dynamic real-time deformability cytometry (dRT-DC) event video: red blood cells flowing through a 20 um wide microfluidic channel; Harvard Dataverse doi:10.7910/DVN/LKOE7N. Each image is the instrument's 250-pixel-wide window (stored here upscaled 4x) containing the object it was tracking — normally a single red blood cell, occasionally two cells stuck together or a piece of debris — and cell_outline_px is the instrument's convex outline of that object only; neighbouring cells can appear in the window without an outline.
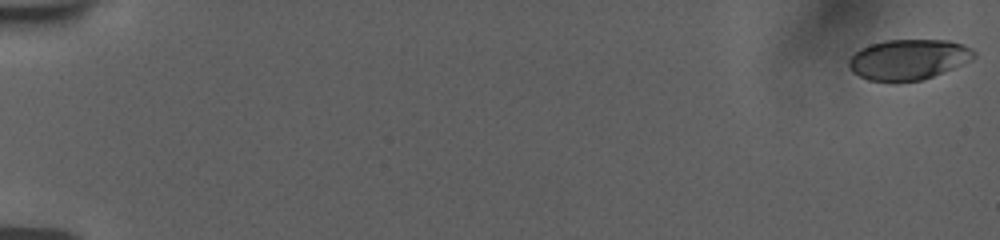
{"species": "human", "species_latin": "Homo sapiens", "temperature_condition": "room temperature", "stored_images_in_passage": 26, "camera_frame_rate_fps": 3000, "um_per_image_px": 0.085, "donor": {"sex": "female"}, "frame": {"image": 1, "passage_image": 1, "time_ms": 0.0, "image_size_px": [1000, 240], "cell_outline_px": [[976, 56], [972, 60], [932, 76], [920, 80], [896, 84], [868, 80], [852, 72], [848, 64], [848, 60], [860, 48], [884, 40], [948, 40], [964, 44], [972, 48], [976, 52]], "centroid_in_image_um": [77.21, 5.07], "position_along_channel_um": 7.8, "area_um2": 29.88}}
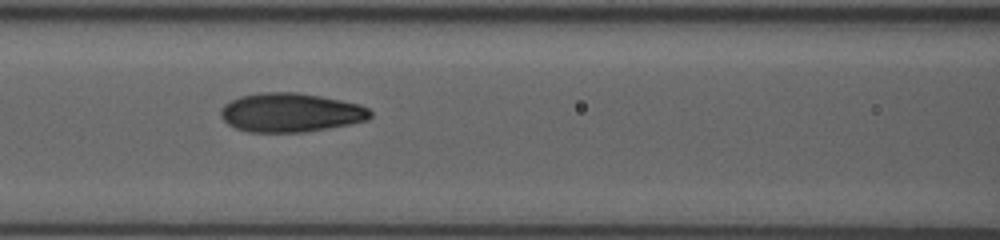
{"frame": {"image": 2, "passage_image": 16, "time_ms": 8.667, "image_size_px": [1000, 240], "cell_outline_px": [[372, 116], [368, 120], [328, 128], [304, 132], [248, 132], [236, 128], [228, 124], [220, 116], [220, 108], [224, 104], [240, 96], [260, 92], [296, 92], [320, 96], [360, 104], [368, 108], [372, 112]], "centroid_in_image_um": [24.69, 9.56], "position_along_channel_um": 141.9, "area_um2": 34.04}}
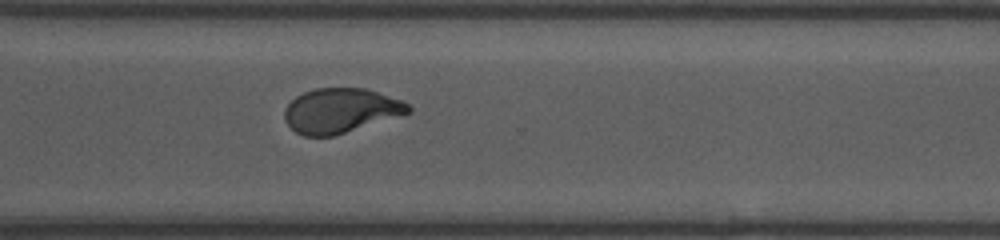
{"frame": {"image": 3, "passage_image": 26, "time_ms": 14.0, "image_size_px": [1000, 240], "cell_outline_px": [[412, 112], [404, 116], [332, 136], [304, 136], [296, 132], [284, 120], [284, 108], [296, 96], [304, 92], [316, 88], [364, 88], [400, 100], [408, 104], [412, 108]], "centroid_in_image_um": [28.97, 9.41], "position_along_channel_um": 341.6, "area_um2": 32.31}}